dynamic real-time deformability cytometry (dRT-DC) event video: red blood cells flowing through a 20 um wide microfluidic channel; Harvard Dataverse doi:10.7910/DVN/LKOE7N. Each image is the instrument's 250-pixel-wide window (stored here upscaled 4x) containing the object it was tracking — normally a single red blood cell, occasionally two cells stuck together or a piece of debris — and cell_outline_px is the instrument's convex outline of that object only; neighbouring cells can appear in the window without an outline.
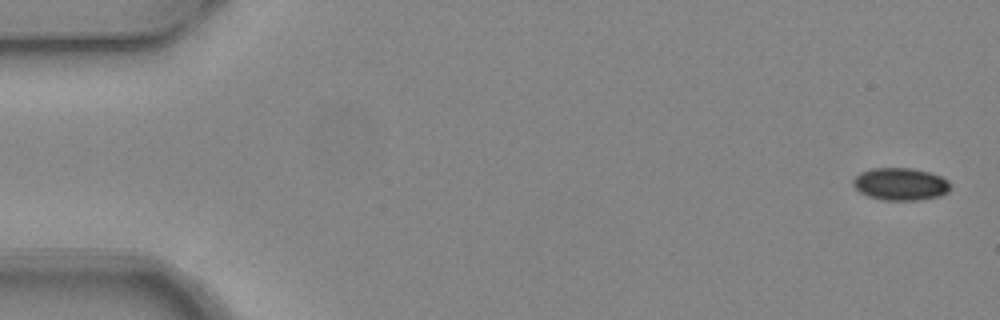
{"species": "common noctule bat (a hibernating species)", "species_latin": "Nyctalus noctula", "temperature_condition": "warm", "stored_images_in_passage": 4, "camera_frame_rate_fps": 3000, "um_per_image_px": 0.085, "animal": {"sex": "female", "body_mass_g": 24.6, "forearm_length_mm": 56.2}, "frame": {"image": 1, "passage_image": 1, "time_ms": 0.0, "image_size_px": [1000, 320], "cell_outline_px": [[952, 184], [948, 192], [940, 196], [920, 200], [884, 200], [868, 196], [860, 192], [852, 184], [852, 180], [860, 172], [872, 168], [912, 168], [932, 172], [948, 180]], "centroid_in_image_um": [76.57, 15.64], "position_along_channel_um": 8.4, "area_um2": 18.61}}